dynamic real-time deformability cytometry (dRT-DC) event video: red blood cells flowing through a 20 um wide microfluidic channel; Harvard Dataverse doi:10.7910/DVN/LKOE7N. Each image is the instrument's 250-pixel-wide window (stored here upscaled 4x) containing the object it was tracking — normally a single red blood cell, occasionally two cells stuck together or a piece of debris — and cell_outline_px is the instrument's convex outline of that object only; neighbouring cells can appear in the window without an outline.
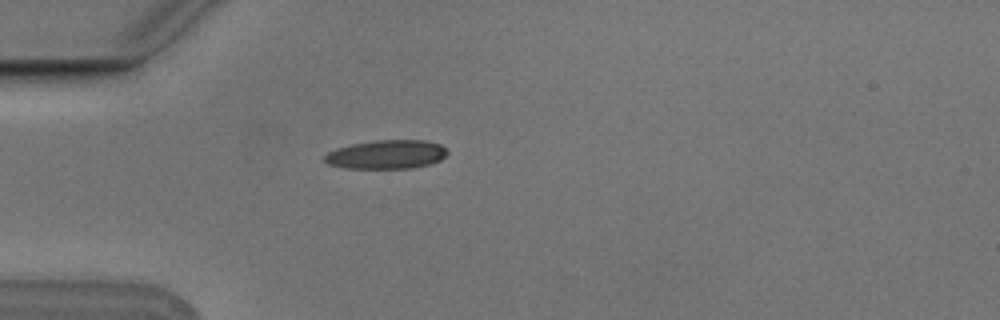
{"species": "Egyptian fruit bat (a non-hibernating species)", "species_latin": "Rousettus aegyptiacus", "temperature_condition": "cold", "stored_images_in_passage": 2, "camera_frame_rate_fps": 3000, "um_per_image_px": 0.085, "animal": {"sex": "male"}, "frame": {"image": 1, "passage_image": 1, "time_ms": 0.0, "image_size_px": [1000, 320], "cell_outline_px": [[448, 152], [440, 160], [432, 164], [412, 168], [344, 168], [328, 164], [324, 160], [324, 156], [328, 152], [336, 148], [352, 144], [372, 140], [424, 140], [440, 144]], "centroid_in_image_um": [32.84, 13.13], "position_along_channel_um": 52.2, "area_um2": 20.69}}